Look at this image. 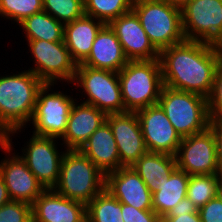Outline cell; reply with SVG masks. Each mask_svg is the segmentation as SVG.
<instances>
[{"label": "cell", "mask_w": 222, "mask_h": 222, "mask_svg": "<svg viewBox=\"0 0 222 222\" xmlns=\"http://www.w3.org/2000/svg\"><path fill=\"white\" fill-rule=\"evenodd\" d=\"M163 85L205 98L211 93L222 48L206 42L185 40L159 53Z\"/></svg>", "instance_id": "cell-1"}, {"label": "cell", "mask_w": 222, "mask_h": 222, "mask_svg": "<svg viewBox=\"0 0 222 222\" xmlns=\"http://www.w3.org/2000/svg\"><path fill=\"white\" fill-rule=\"evenodd\" d=\"M43 85L29 70L0 76V121L10 131V141L32 120L38 91Z\"/></svg>", "instance_id": "cell-2"}, {"label": "cell", "mask_w": 222, "mask_h": 222, "mask_svg": "<svg viewBox=\"0 0 222 222\" xmlns=\"http://www.w3.org/2000/svg\"><path fill=\"white\" fill-rule=\"evenodd\" d=\"M106 175L79 150H66L53 190L87 205L105 189Z\"/></svg>", "instance_id": "cell-3"}, {"label": "cell", "mask_w": 222, "mask_h": 222, "mask_svg": "<svg viewBox=\"0 0 222 222\" xmlns=\"http://www.w3.org/2000/svg\"><path fill=\"white\" fill-rule=\"evenodd\" d=\"M118 76L124 112L158 104L163 88L159 59L128 61Z\"/></svg>", "instance_id": "cell-4"}, {"label": "cell", "mask_w": 222, "mask_h": 222, "mask_svg": "<svg viewBox=\"0 0 222 222\" xmlns=\"http://www.w3.org/2000/svg\"><path fill=\"white\" fill-rule=\"evenodd\" d=\"M132 10L159 53L186 40L180 8L163 0H134Z\"/></svg>", "instance_id": "cell-5"}, {"label": "cell", "mask_w": 222, "mask_h": 222, "mask_svg": "<svg viewBox=\"0 0 222 222\" xmlns=\"http://www.w3.org/2000/svg\"><path fill=\"white\" fill-rule=\"evenodd\" d=\"M158 104L181 138L206 130L210 124L207 98L163 85Z\"/></svg>", "instance_id": "cell-6"}, {"label": "cell", "mask_w": 222, "mask_h": 222, "mask_svg": "<svg viewBox=\"0 0 222 222\" xmlns=\"http://www.w3.org/2000/svg\"><path fill=\"white\" fill-rule=\"evenodd\" d=\"M73 82L87 95L82 103L95 106L106 115L124 113L117 72L77 65Z\"/></svg>", "instance_id": "cell-7"}, {"label": "cell", "mask_w": 222, "mask_h": 222, "mask_svg": "<svg viewBox=\"0 0 222 222\" xmlns=\"http://www.w3.org/2000/svg\"><path fill=\"white\" fill-rule=\"evenodd\" d=\"M52 86L54 87V84L44 83L38 91L30 123L33 125L34 135L59 139L65 133L69 114L76 98L73 99V96L66 95L62 93L63 91L53 92Z\"/></svg>", "instance_id": "cell-8"}, {"label": "cell", "mask_w": 222, "mask_h": 222, "mask_svg": "<svg viewBox=\"0 0 222 222\" xmlns=\"http://www.w3.org/2000/svg\"><path fill=\"white\" fill-rule=\"evenodd\" d=\"M181 13L186 40L222 46V0H188Z\"/></svg>", "instance_id": "cell-9"}, {"label": "cell", "mask_w": 222, "mask_h": 222, "mask_svg": "<svg viewBox=\"0 0 222 222\" xmlns=\"http://www.w3.org/2000/svg\"><path fill=\"white\" fill-rule=\"evenodd\" d=\"M29 49L34 58L35 67H30L33 72L44 83L58 84L73 83L77 63L72 59L64 41L49 42L45 40H27Z\"/></svg>", "instance_id": "cell-10"}, {"label": "cell", "mask_w": 222, "mask_h": 222, "mask_svg": "<svg viewBox=\"0 0 222 222\" xmlns=\"http://www.w3.org/2000/svg\"><path fill=\"white\" fill-rule=\"evenodd\" d=\"M177 168L188 175L222 174L213 129L182 138L175 155Z\"/></svg>", "instance_id": "cell-11"}, {"label": "cell", "mask_w": 222, "mask_h": 222, "mask_svg": "<svg viewBox=\"0 0 222 222\" xmlns=\"http://www.w3.org/2000/svg\"><path fill=\"white\" fill-rule=\"evenodd\" d=\"M57 140L59 139L32 134L22 149L23 154L19 155L45 189H53L56 185L66 152L57 150Z\"/></svg>", "instance_id": "cell-12"}, {"label": "cell", "mask_w": 222, "mask_h": 222, "mask_svg": "<svg viewBox=\"0 0 222 222\" xmlns=\"http://www.w3.org/2000/svg\"><path fill=\"white\" fill-rule=\"evenodd\" d=\"M12 143L14 142L10 141L9 145L1 147L8 155L0 162V176L5 182L11 201L32 205L46 189L29 170L25 161L17 153H11Z\"/></svg>", "instance_id": "cell-13"}, {"label": "cell", "mask_w": 222, "mask_h": 222, "mask_svg": "<svg viewBox=\"0 0 222 222\" xmlns=\"http://www.w3.org/2000/svg\"><path fill=\"white\" fill-rule=\"evenodd\" d=\"M148 152L176 155L181 136L159 104L136 111Z\"/></svg>", "instance_id": "cell-14"}, {"label": "cell", "mask_w": 222, "mask_h": 222, "mask_svg": "<svg viewBox=\"0 0 222 222\" xmlns=\"http://www.w3.org/2000/svg\"><path fill=\"white\" fill-rule=\"evenodd\" d=\"M106 121L113 132L123 167L132 166L148 152L136 112L108 114Z\"/></svg>", "instance_id": "cell-15"}, {"label": "cell", "mask_w": 222, "mask_h": 222, "mask_svg": "<svg viewBox=\"0 0 222 222\" xmlns=\"http://www.w3.org/2000/svg\"><path fill=\"white\" fill-rule=\"evenodd\" d=\"M129 61L159 59L136 13L131 10L109 23Z\"/></svg>", "instance_id": "cell-16"}, {"label": "cell", "mask_w": 222, "mask_h": 222, "mask_svg": "<svg viewBox=\"0 0 222 222\" xmlns=\"http://www.w3.org/2000/svg\"><path fill=\"white\" fill-rule=\"evenodd\" d=\"M105 189L120 203L138 210H153L152 193L132 166L107 173Z\"/></svg>", "instance_id": "cell-17"}, {"label": "cell", "mask_w": 222, "mask_h": 222, "mask_svg": "<svg viewBox=\"0 0 222 222\" xmlns=\"http://www.w3.org/2000/svg\"><path fill=\"white\" fill-rule=\"evenodd\" d=\"M86 205L46 189L32 204V222H85Z\"/></svg>", "instance_id": "cell-18"}, {"label": "cell", "mask_w": 222, "mask_h": 222, "mask_svg": "<svg viewBox=\"0 0 222 222\" xmlns=\"http://www.w3.org/2000/svg\"><path fill=\"white\" fill-rule=\"evenodd\" d=\"M75 101L73 104L64 135L65 150H79L91 134L106 121V114L95 106ZM78 103V104H77Z\"/></svg>", "instance_id": "cell-19"}, {"label": "cell", "mask_w": 222, "mask_h": 222, "mask_svg": "<svg viewBox=\"0 0 222 222\" xmlns=\"http://www.w3.org/2000/svg\"><path fill=\"white\" fill-rule=\"evenodd\" d=\"M121 43L109 24L98 32L88 57L78 65L119 72L128 62Z\"/></svg>", "instance_id": "cell-20"}, {"label": "cell", "mask_w": 222, "mask_h": 222, "mask_svg": "<svg viewBox=\"0 0 222 222\" xmlns=\"http://www.w3.org/2000/svg\"><path fill=\"white\" fill-rule=\"evenodd\" d=\"M79 151L89 158L105 175L123 167L113 132L105 121L95 130Z\"/></svg>", "instance_id": "cell-21"}, {"label": "cell", "mask_w": 222, "mask_h": 222, "mask_svg": "<svg viewBox=\"0 0 222 222\" xmlns=\"http://www.w3.org/2000/svg\"><path fill=\"white\" fill-rule=\"evenodd\" d=\"M104 25L102 21L85 14L64 25V43L77 65L88 57L93 42Z\"/></svg>", "instance_id": "cell-22"}, {"label": "cell", "mask_w": 222, "mask_h": 222, "mask_svg": "<svg viewBox=\"0 0 222 222\" xmlns=\"http://www.w3.org/2000/svg\"><path fill=\"white\" fill-rule=\"evenodd\" d=\"M190 175L176 168L152 193L153 211L162 218L187 196Z\"/></svg>", "instance_id": "cell-23"}, {"label": "cell", "mask_w": 222, "mask_h": 222, "mask_svg": "<svg viewBox=\"0 0 222 222\" xmlns=\"http://www.w3.org/2000/svg\"><path fill=\"white\" fill-rule=\"evenodd\" d=\"M132 167L144 181L149 191L153 193L164 181V177L170 176L177 165L173 155L147 152Z\"/></svg>", "instance_id": "cell-24"}, {"label": "cell", "mask_w": 222, "mask_h": 222, "mask_svg": "<svg viewBox=\"0 0 222 222\" xmlns=\"http://www.w3.org/2000/svg\"><path fill=\"white\" fill-rule=\"evenodd\" d=\"M27 40L64 41V24L47 12L33 14L19 24Z\"/></svg>", "instance_id": "cell-25"}, {"label": "cell", "mask_w": 222, "mask_h": 222, "mask_svg": "<svg viewBox=\"0 0 222 222\" xmlns=\"http://www.w3.org/2000/svg\"><path fill=\"white\" fill-rule=\"evenodd\" d=\"M122 203L104 189L86 205L88 222H123Z\"/></svg>", "instance_id": "cell-26"}, {"label": "cell", "mask_w": 222, "mask_h": 222, "mask_svg": "<svg viewBox=\"0 0 222 222\" xmlns=\"http://www.w3.org/2000/svg\"><path fill=\"white\" fill-rule=\"evenodd\" d=\"M134 0H83L84 14L109 24L132 10Z\"/></svg>", "instance_id": "cell-27"}, {"label": "cell", "mask_w": 222, "mask_h": 222, "mask_svg": "<svg viewBox=\"0 0 222 222\" xmlns=\"http://www.w3.org/2000/svg\"><path fill=\"white\" fill-rule=\"evenodd\" d=\"M222 174L190 175L187 198L199 209L217 197V188Z\"/></svg>", "instance_id": "cell-28"}, {"label": "cell", "mask_w": 222, "mask_h": 222, "mask_svg": "<svg viewBox=\"0 0 222 222\" xmlns=\"http://www.w3.org/2000/svg\"><path fill=\"white\" fill-rule=\"evenodd\" d=\"M43 11V0H0V16L20 24Z\"/></svg>", "instance_id": "cell-29"}, {"label": "cell", "mask_w": 222, "mask_h": 222, "mask_svg": "<svg viewBox=\"0 0 222 222\" xmlns=\"http://www.w3.org/2000/svg\"><path fill=\"white\" fill-rule=\"evenodd\" d=\"M43 11L65 25L84 15V2L83 0H43Z\"/></svg>", "instance_id": "cell-30"}, {"label": "cell", "mask_w": 222, "mask_h": 222, "mask_svg": "<svg viewBox=\"0 0 222 222\" xmlns=\"http://www.w3.org/2000/svg\"><path fill=\"white\" fill-rule=\"evenodd\" d=\"M0 222H32V205L10 201L0 207Z\"/></svg>", "instance_id": "cell-31"}, {"label": "cell", "mask_w": 222, "mask_h": 222, "mask_svg": "<svg viewBox=\"0 0 222 222\" xmlns=\"http://www.w3.org/2000/svg\"><path fill=\"white\" fill-rule=\"evenodd\" d=\"M207 102L210 121L212 123L222 122V63L216 70L213 87Z\"/></svg>", "instance_id": "cell-32"}, {"label": "cell", "mask_w": 222, "mask_h": 222, "mask_svg": "<svg viewBox=\"0 0 222 222\" xmlns=\"http://www.w3.org/2000/svg\"><path fill=\"white\" fill-rule=\"evenodd\" d=\"M123 222H161V218L153 210H138L122 203Z\"/></svg>", "instance_id": "cell-33"}, {"label": "cell", "mask_w": 222, "mask_h": 222, "mask_svg": "<svg viewBox=\"0 0 222 222\" xmlns=\"http://www.w3.org/2000/svg\"><path fill=\"white\" fill-rule=\"evenodd\" d=\"M199 215L202 222H222V202L216 197L201 208Z\"/></svg>", "instance_id": "cell-34"}, {"label": "cell", "mask_w": 222, "mask_h": 222, "mask_svg": "<svg viewBox=\"0 0 222 222\" xmlns=\"http://www.w3.org/2000/svg\"><path fill=\"white\" fill-rule=\"evenodd\" d=\"M183 213L199 214V209L185 197L163 217H177Z\"/></svg>", "instance_id": "cell-35"}, {"label": "cell", "mask_w": 222, "mask_h": 222, "mask_svg": "<svg viewBox=\"0 0 222 222\" xmlns=\"http://www.w3.org/2000/svg\"><path fill=\"white\" fill-rule=\"evenodd\" d=\"M210 127L214 131L216 141L217 161L222 171V122H216L210 124Z\"/></svg>", "instance_id": "cell-36"}, {"label": "cell", "mask_w": 222, "mask_h": 222, "mask_svg": "<svg viewBox=\"0 0 222 222\" xmlns=\"http://www.w3.org/2000/svg\"><path fill=\"white\" fill-rule=\"evenodd\" d=\"M161 222H202L199 214H179L177 217H162Z\"/></svg>", "instance_id": "cell-37"}, {"label": "cell", "mask_w": 222, "mask_h": 222, "mask_svg": "<svg viewBox=\"0 0 222 222\" xmlns=\"http://www.w3.org/2000/svg\"><path fill=\"white\" fill-rule=\"evenodd\" d=\"M10 201L11 199L9 197L7 187L5 185L3 178L0 176V207Z\"/></svg>", "instance_id": "cell-38"}, {"label": "cell", "mask_w": 222, "mask_h": 222, "mask_svg": "<svg viewBox=\"0 0 222 222\" xmlns=\"http://www.w3.org/2000/svg\"><path fill=\"white\" fill-rule=\"evenodd\" d=\"M10 143V131L0 121V148Z\"/></svg>", "instance_id": "cell-39"}, {"label": "cell", "mask_w": 222, "mask_h": 222, "mask_svg": "<svg viewBox=\"0 0 222 222\" xmlns=\"http://www.w3.org/2000/svg\"><path fill=\"white\" fill-rule=\"evenodd\" d=\"M163 1H166L170 5L176 6L181 9L188 0H163Z\"/></svg>", "instance_id": "cell-40"}, {"label": "cell", "mask_w": 222, "mask_h": 222, "mask_svg": "<svg viewBox=\"0 0 222 222\" xmlns=\"http://www.w3.org/2000/svg\"><path fill=\"white\" fill-rule=\"evenodd\" d=\"M217 198L222 202V175L219 180V185L217 188Z\"/></svg>", "instance_id": "cell-41"}]
</instances>
